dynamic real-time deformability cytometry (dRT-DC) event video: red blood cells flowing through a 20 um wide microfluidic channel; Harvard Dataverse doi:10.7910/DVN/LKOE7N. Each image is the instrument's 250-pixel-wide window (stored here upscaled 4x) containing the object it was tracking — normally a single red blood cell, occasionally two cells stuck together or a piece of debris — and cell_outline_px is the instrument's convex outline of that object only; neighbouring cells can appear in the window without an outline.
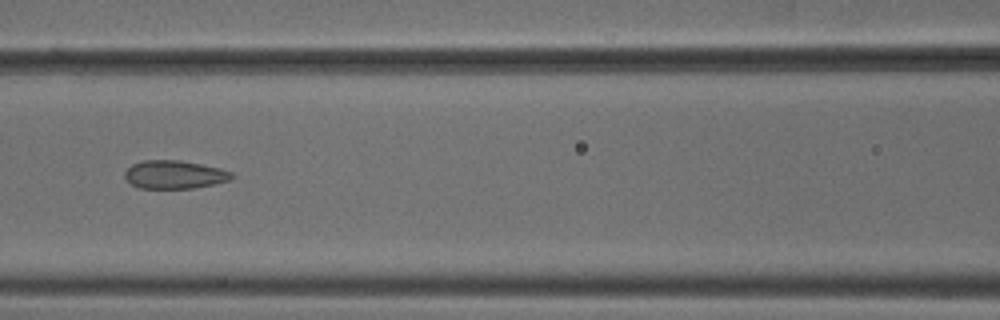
{"species": "common noctule bat (a hibernating species)", "species_latin": "Nyctalus noctula", "temperature_condition": "cold", "stored_images_in_passage": 28, "camera_frame_rate_fps": 3000, "um_per_image_px": 0.085, "animal": {"sex": "male", "body_mass_g": 18.8}, "frame": {"image": 1, "passage_image": 23, "time_ms": 7.333, "image_size_px": [1000, 320], "cell_outline_px": [[236, 176], [232, 180], [196, 188], [140, 188], [132, 184], [124, 176], [124, 172], [132, 164], [144, 160], [180, 160], [220, 168], [232, 172]], "centroid_in_image_um": [14.87, 14.84], "position_along_channel_um": 151.7, "area_um2": 17.69}}
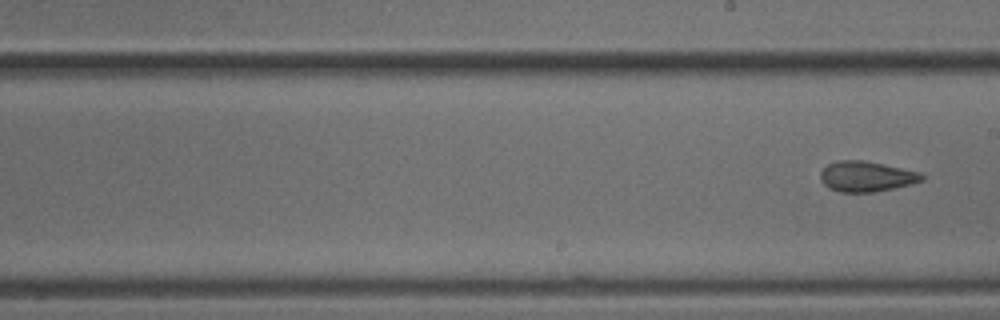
{"frame": {"image": 2, "passage_image": 28, "time_ms": 9.0, "image_size_px": [1000, 320], "cell_outline_px": [[924, 180], [876, 192], [840, 192], [828, 188], [820, 180], [820, 172], [828, 164], [836, 160], [864, 160], [884, 164], [920, 172], [924, 176]], "centroid_in_image_um": [73.61, 14.99], "position_along_channel_um": 215.4, "area_um2": 17.98}}